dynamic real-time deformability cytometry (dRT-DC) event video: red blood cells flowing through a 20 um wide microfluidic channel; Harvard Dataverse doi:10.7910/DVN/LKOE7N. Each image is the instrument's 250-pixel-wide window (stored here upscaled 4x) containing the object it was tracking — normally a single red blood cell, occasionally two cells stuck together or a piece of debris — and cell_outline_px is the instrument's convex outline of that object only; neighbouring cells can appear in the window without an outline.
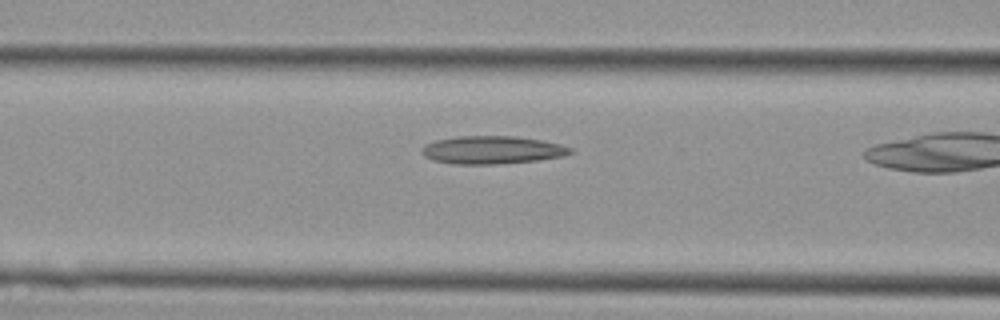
{"species": "Egyptian fruit bat (a non-hibernating species)", "species_latin": "Rousettus aegyptiacus", "temperature_condition": "cold", "stored_images_in_passage": 21, "camera_frame_rate_fps": 3000, "um_per_image_px": 0.085, "animal": {"sex": "female"}, "frame": {"image": 1, "passage_image": 15, "time_ms": 4.667, "image_size_px": [1000, 320], "cell_outline_px": [[572, 152], [564, 156], [536, 160], [500, 164], [452, 164], [432, 160], [424, 156], [420, 152], [420, 148], [424, 144], [436, 140], [456, 136], [516, 136], [540, 140], [560, 144], [572, 148]], "centroid_in_image_um": [41.77, 12.74], "position_along_channel_um": 124.8, "area_um2": 24.33}}